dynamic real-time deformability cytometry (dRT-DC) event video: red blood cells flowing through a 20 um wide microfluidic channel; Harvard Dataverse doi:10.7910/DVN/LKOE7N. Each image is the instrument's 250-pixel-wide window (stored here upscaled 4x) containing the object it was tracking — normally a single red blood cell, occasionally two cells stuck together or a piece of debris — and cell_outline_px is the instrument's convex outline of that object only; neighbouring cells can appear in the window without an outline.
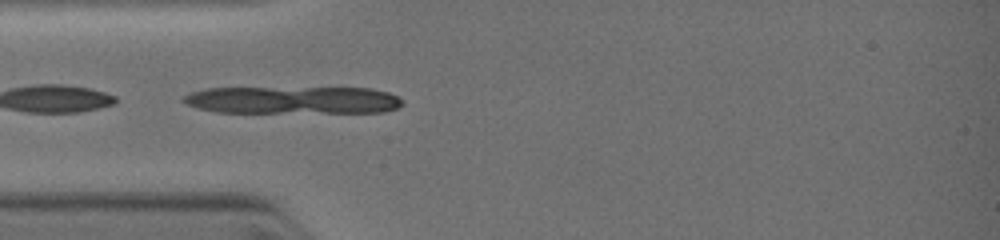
{"species": "common noctule bat (a hibernating species)", "species_latin": "Nyctalus noctula", "temperature_condition": "warm", "stored_images_in_passage": 2, "camera_frame_rate_fps": 3000, "um_per_image_px": 0.085, "animal": {"sex": "female", "body_mass_g": 19.0, "forearm_length_mm": 51.5}, "frame": {"image": 1, "passage_image": 1, "time_ms": 0.0, "image_size_px": [1000, 240], "cell_outline_px": [[404, 104], [396, 108], [384, 112], [216, 112], [196, 108], [180, 100], [184, 96], [192, 92], [204, 88], [372, 88], [388, 92], [404, 100]], "centroid_in_image_um": [24.9, 8.5], "position_along_channel_um": 60.1, "area_um2": 35.14}}